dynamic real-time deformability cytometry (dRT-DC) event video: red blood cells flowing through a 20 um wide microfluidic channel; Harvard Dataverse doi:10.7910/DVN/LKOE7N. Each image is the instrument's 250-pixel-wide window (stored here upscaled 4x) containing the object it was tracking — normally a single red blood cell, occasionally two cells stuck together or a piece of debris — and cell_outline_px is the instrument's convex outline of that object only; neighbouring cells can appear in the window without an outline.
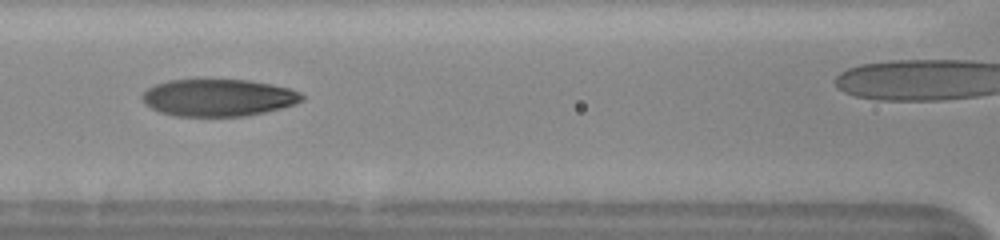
{"species": "human", "species_latin": "Homo sapiens", "temperature_condition": "cold", "stored_images_in_passage": 6, "camera_frame_rate_fps": 3000, "um_per_image_px": 0.085, "donor": {"sex": "female"}, "frame": {"image": 1, "passage_image": 4, "time_ms": 1.0, "image_size_px": [1000, 240], "cell_outline_px": [[304, 100], [280, 108], [264, 112], [244, 116], [176, 116], [160, 112], [144, 104], [140, 96], [148, 88], [156, 84], [168, 80], [196, 76], [248, 80], [272, 84], [288, 88], [300, 92], [304, 96]], "centroid_in_image_um": [18.49, 8.25], "position_along_channel_um": 148.1, "area_um2": 35.6}}